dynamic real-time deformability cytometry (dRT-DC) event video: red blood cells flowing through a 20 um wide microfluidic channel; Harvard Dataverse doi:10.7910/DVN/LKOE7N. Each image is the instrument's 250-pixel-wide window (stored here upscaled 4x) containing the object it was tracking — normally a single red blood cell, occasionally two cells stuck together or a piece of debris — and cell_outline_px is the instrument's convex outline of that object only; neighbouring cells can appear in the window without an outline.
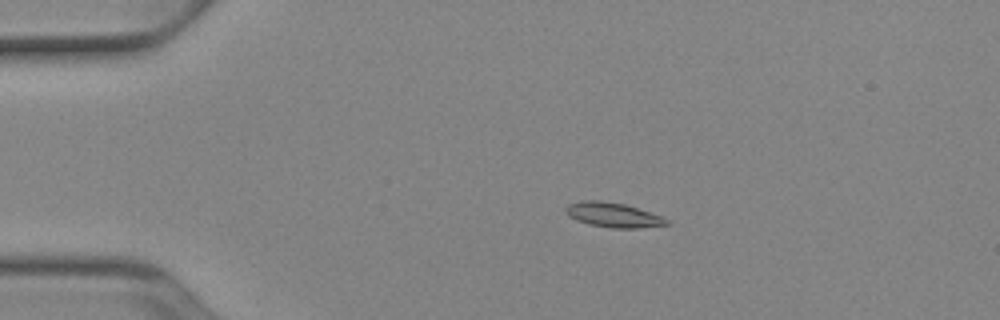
{"species": "Egyptian fruit bat (a non-hibernating species)", "species_latin": "Rousettus aegyptiacus", "temperature_condition": "cold", "stored_images_in_passage": 52, "camera_frame_rate_fps": 3000, "um_per_image_px": 0.085, "animal": {"sex": "female"}, "frame": {"image": 1, "passage_image": 11, "time_ms": 3.333, "image_size_px": [1000, 320], "cell_outline_px": [[672, 224], [640, 228], [612, 228], [588, 224], [576, 220], [568, 216], [564, 212], [564, 208], [568, 204], [584, 200], [600, 200], [624, 204], [660, 216], [668, 220]], "centroid_in_image_um": [52.07, 18.27], "position_along_channel_um": 32.9, "area_um2": 14.51}}
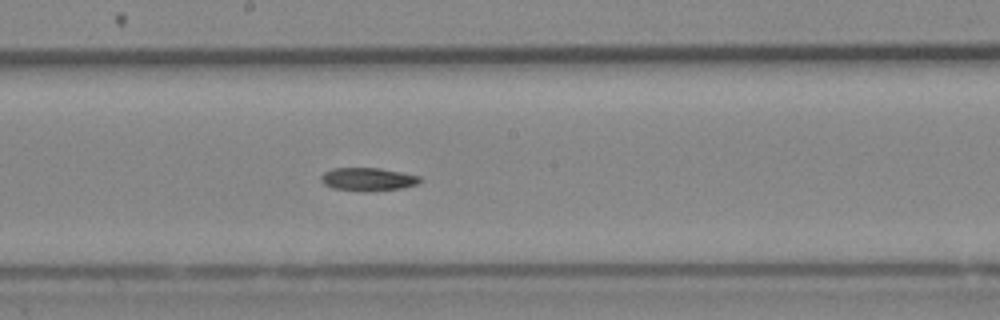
{"frame": {"image": 2, "passage_image": 29, "time_ms": 9.333, "image_size_px": [1000, 320], "cell_outline_px": [[420, 180], [416, 184], [404, 188], [364, 192], [360, 192], [332, 188], [324, 184], [320, 180], [320, 176], [324, 172], [332, 168], [380, 168], [420, 176]], "centroid_in_image_um": [31.22, 15.25], "position_along_channel_um": 217.0, "area_um2": 13.47}}
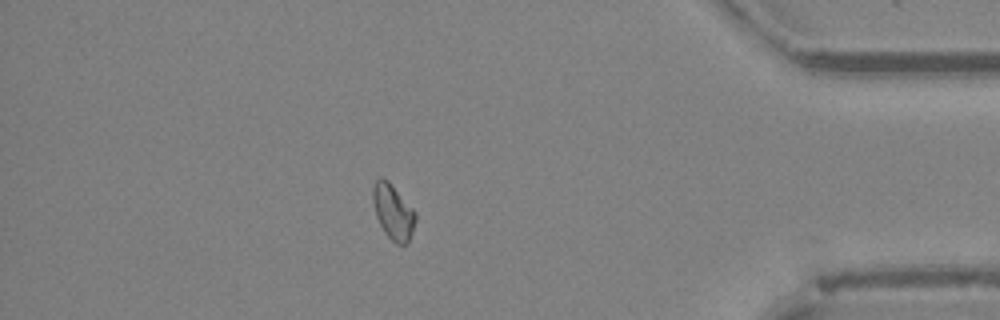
{"frame": {"image": 3, "passage_image": 46, "time_ms": 15.0, "image_size_px": [1000, 320], "cell_outline_px": [[416, 220], [408, 244], [396, 244], [384, 232], [376, 216], [372, 200], [372, 188], [376, 180], [380, 176], [388, 180], [416, 212]], "centroid_in_image_um": [33.41, 18.0], "position_along_channel_um": 401.8, "area_um2": 13.76}}